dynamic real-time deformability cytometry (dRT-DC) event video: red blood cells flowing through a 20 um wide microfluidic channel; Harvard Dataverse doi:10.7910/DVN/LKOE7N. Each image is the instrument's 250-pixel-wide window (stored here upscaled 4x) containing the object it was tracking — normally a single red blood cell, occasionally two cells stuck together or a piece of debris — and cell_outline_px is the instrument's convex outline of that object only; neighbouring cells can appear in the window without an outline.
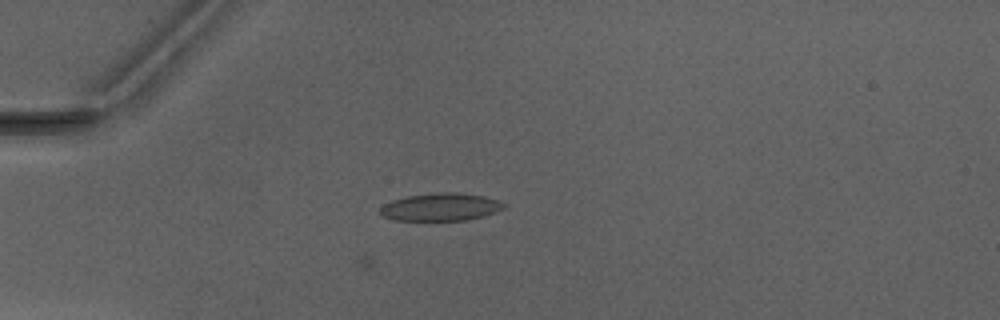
{"species": "Egyptian fruit bat (a non-hibernating species)", "species_latin": "Rousettus aegyptiacus", "temperature_condition": "warm", "stored_images_in_passage": 9, "camera_frame_rate_fps": 3000, "um_per_image_px": 0.085, "animal": {"sex": "male"}, "frame": {"image": 1, "passage_image": 1, "time_ms": 0.0, "image_size_px": [1000, 320], "cell_outline_px": [[508, 204], [504, 208], [496, 212], [484, 216], [468, 220], [396, 220], [384, 216], [380, 212], [380, 208], [384, 204], [392, 200], [408, 196], [436, 192], [456, 192], [484, 196], [500, 200]], "centroid_in_image_um": [37.52, 17.59], "position_along_channel_um": 47.5, "area_um2": 20.06}}
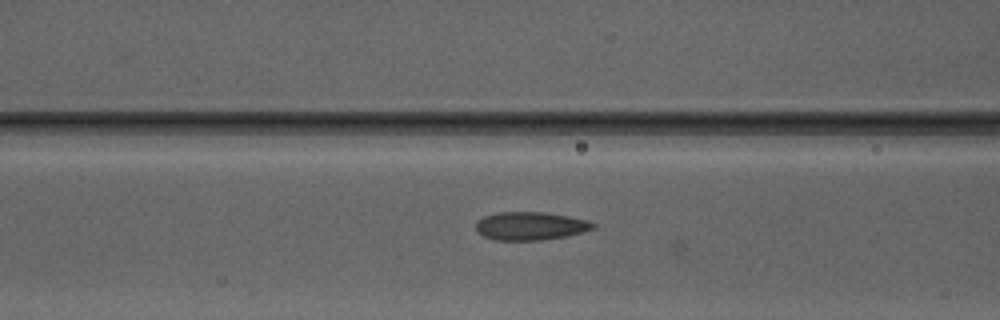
{"frame": {"image": 2, "passage_image": 8, "time_ms": 2.333, "image_size_px": [1000, 320], "cell_outline_px": [[596, 228], [568, 236], [540, 240], [496, 240], [484, 236], [476, 228], [476, 220], [484, 216], [496, 212], [544, 212], [588, 220], [596, 224]], "centroid_in_image_um": [45.1, 19.2], "position_along_channel_um": 121.5, "area_um2": 19.25}}